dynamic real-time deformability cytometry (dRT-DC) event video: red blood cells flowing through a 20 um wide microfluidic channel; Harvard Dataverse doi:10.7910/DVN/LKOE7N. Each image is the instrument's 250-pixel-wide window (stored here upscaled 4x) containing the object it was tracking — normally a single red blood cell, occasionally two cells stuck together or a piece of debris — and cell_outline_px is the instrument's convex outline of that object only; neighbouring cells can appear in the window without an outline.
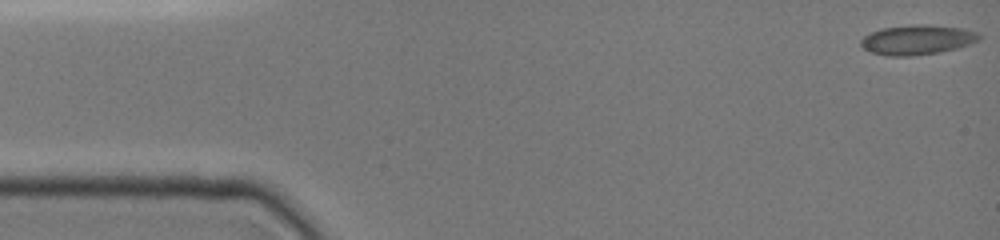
{"species": "common noctule bat (a hibernating species)", "species_latin": "Nyctalus noctula", "temperature_condition": "cold", "stored_images_in_passage": 18, "camera_frame_rate_fps": 3000, "um_per_image_px": 0.085, "animal": {"sex": "female", "body_mass_g": 19.0, "forearm_length_mm": 51.5}, "frame": {"image": 1, "passage_image": 1, "time_ms": 0.0, "image_size_px": [1000, 240], "cell_outline_px": [[980, 40], [956, 48], [940, 52], [912, 56], [888, 56], [872, 52], [864, 48], [860, 44], [860, 40], [864, 36], [872, 32], [884, 28], [912, 24], [928, 24], [964, 28], [976, 32], [980, 36]], "centroid_in_image_um": [77.97, 3.37], "position_along_channel_um": 7.0, "area_um2": 20.46}}